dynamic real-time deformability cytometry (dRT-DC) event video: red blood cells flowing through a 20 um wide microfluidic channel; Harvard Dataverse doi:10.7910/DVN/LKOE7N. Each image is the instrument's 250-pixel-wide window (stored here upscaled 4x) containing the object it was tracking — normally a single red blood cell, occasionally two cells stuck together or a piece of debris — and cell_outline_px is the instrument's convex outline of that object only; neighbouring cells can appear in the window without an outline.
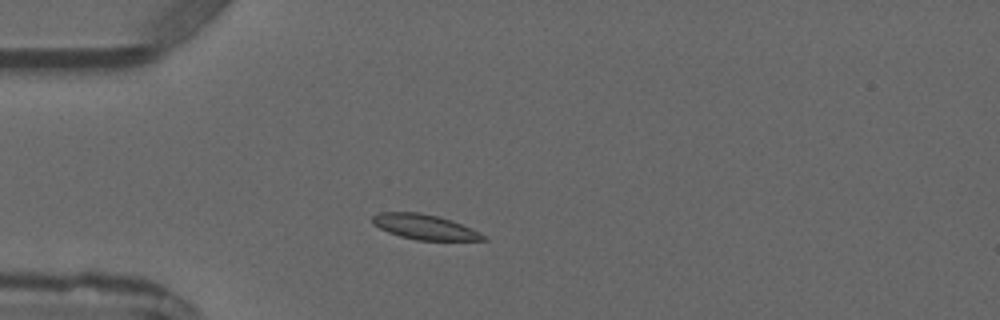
{"species": "common noctule bat (a hibernating species)", "species_latin": "Nyctalus noctula", "temperature_condition": "warm", "stored_images_in_passage": 2, "camera_frame_rate_fps": 3000, "um_per_image_px": 0.085, "animal": {"sex": "male", "forearm_length_mm": 52.5}, "frame": {"image": 1, "passage_image": 1, "time_ms": 0.0, "image_size_px": [1000, 320], "cell_outline_px": [[488, 240], [416, 240], [400, 236], [388, 232], [372, 224], [372, 216], [380, 212], [420, 212], [440, 216], [452, 220], [472, 228], [480, 232]], "centroid_in_image_um": [36.09, 19.28], "position_along_channel_um": 48.9, "area_um2": 16.24}}